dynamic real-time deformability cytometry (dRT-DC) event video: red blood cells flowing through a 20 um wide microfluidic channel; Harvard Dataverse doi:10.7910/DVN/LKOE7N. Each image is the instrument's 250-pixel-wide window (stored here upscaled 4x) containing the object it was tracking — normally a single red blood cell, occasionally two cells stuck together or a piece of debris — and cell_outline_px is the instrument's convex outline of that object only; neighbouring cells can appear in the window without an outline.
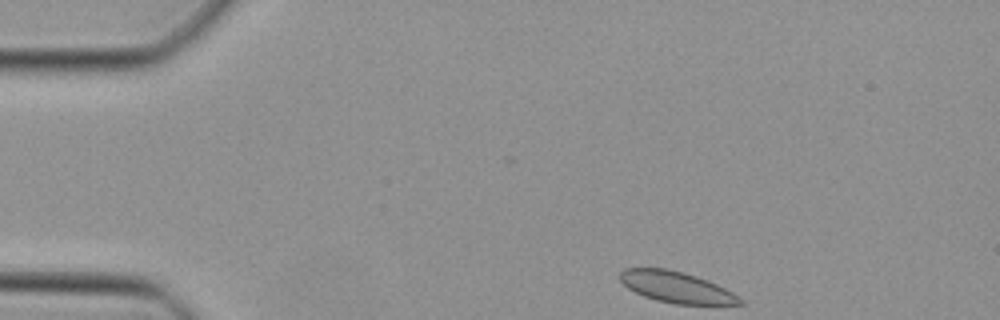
{"species": "Egyptian fruit bat (a non-hibernating species)", "species_latin": "Rousettus aegyptiacus", "temperature_condition": "cold", "stored_images_in_passage": 41, "camera_frame_rate_fps": 3000, "um_per_image_px": 0.085, "animal": {"sex": "female"}, "frame": {"image": 1, "passage_image": 1, "time_ms": 0.0, "image_size_px": [1000, 320], "cell_outline_px": [[744, 304], [676, 304], [656, 300], [644, 296], [628, 288], [620, 280], [620, 272], [624, 268], [668, 268], [684, 272], [708, 280], [732, 292], [744, 300]], "centroid_in_image_um": [57.49, 24.4], "position_along_channel_um": 27.5, "area_um2": 21.68}}
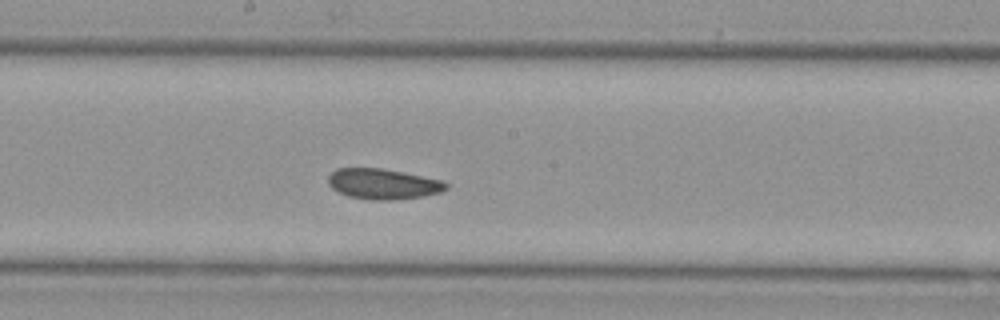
{"frame": {"image": 2, "passage_image": 19, "time_ms": 6.0, "image_size_px": [1000, 320], "cell_outline_px": [[448, 188], [440, 192], [420, 196], [392, 200], [372, 200], [348, 196], [332, 188], [328, 184], [328, 176], [336, 168], [380, 168], [440, 180], [448, 184]], "centroid_in_image_um": [32.51, 15.63], "position_along_channel_um": 215.7, "area_um2": 20.58}}
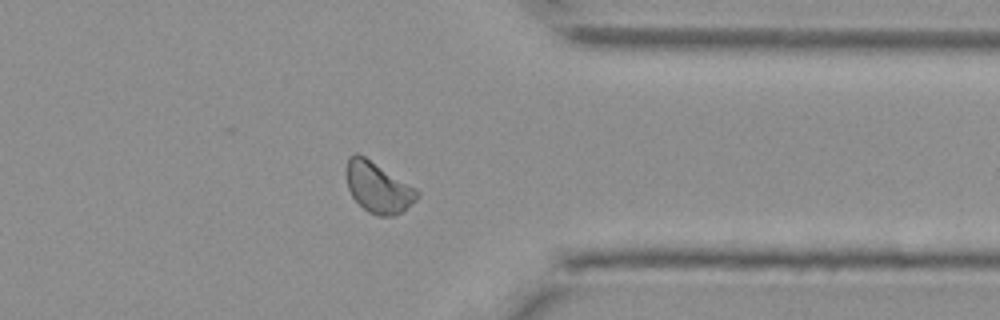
{"frame": {"image": 3, "passage_image": 31, "time_ms": 10.0, "image_size_px": [1000, 320], "cell_outline_px": [[420, 196], [416, 200], [400, 212], [392, 216], [376, 216], [368, 212], [352, 196], [348, 188], [344, 172], [344, 168], [348, 156], [356, 152], [364, 156], [416, 188], [420, 192]], "centroid_in_image_um": [32.09, 15.91], "position_along_channel_um": 379.3, "area_um2": 20.98}}